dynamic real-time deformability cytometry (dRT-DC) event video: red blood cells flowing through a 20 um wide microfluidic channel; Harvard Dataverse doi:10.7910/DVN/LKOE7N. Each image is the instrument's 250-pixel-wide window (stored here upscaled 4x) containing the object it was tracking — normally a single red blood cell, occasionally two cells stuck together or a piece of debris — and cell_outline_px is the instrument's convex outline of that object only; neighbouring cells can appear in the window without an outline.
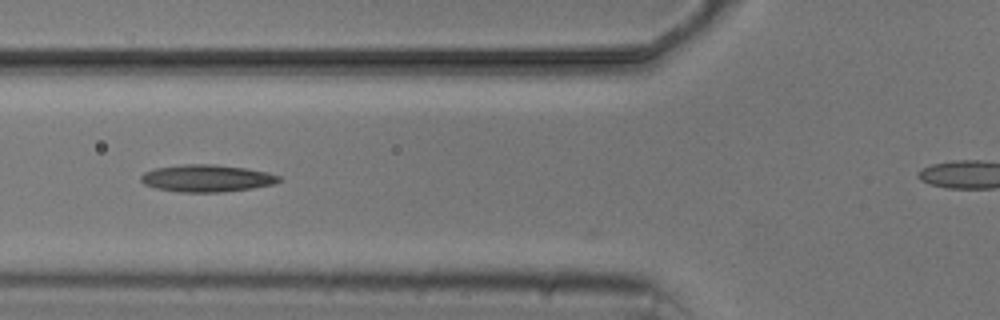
{"species": "common noctule bat (a hibernating species)", "species_latin": "Nyctalus noctula", "temperature_condition": "cold", "stored_images_in_passage": 8, "camera_frame_rate_fps": 3000, "um_per_image_px": 0.085, "animal": {"sex": "male", "body_mass_g": 20.5, "forearm_length_mm": 52.5}, "frame": {"image": 1, "passage_image": 5, "time_ms": 4.667, "image_size_px": [1000, 320], "cell_outline_px": [[280, 180], [276, 184], [252, 188], [224, 192], [180, 192], [156, 188], [144, 184], [140, 180], [140, 176], [144, 172], [156, 168], [184, 164], [216, 164], [244, 168], [268, 172], [280, 176]], "centroid_in_image_um": [17.58, 15.15], "position_along_channel_um": 108.2, "area_um2": 21.91}}
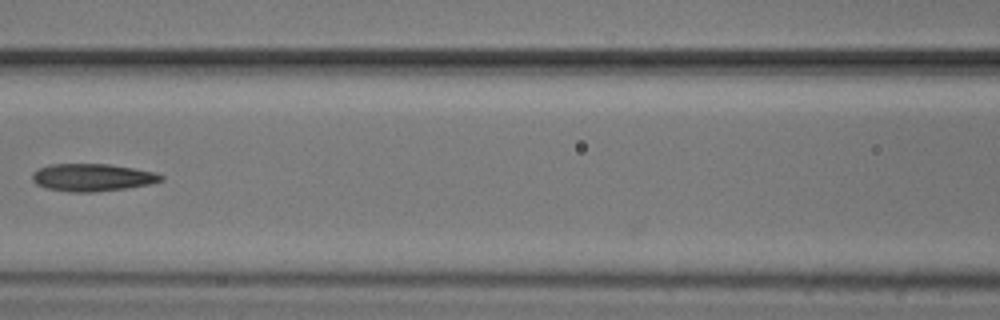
{"frame": {"image": 2, "passage_image": 6, "time_ms": 6.0, "image_size_px": [1000, 320], "cell_outline_px": [[164, 180], [152, 184], [128, 188], [92, 192], [72, 192], [48, 188], [36, 184], [32, 180], [32, 172], [40, 168], [52, 164], [108, 164], [156, 172], [164, 176]], "centroid_in_image_um": [7.89, 15.08], "position_along_channel_um": 158.7, "area_um2": 20.63}}
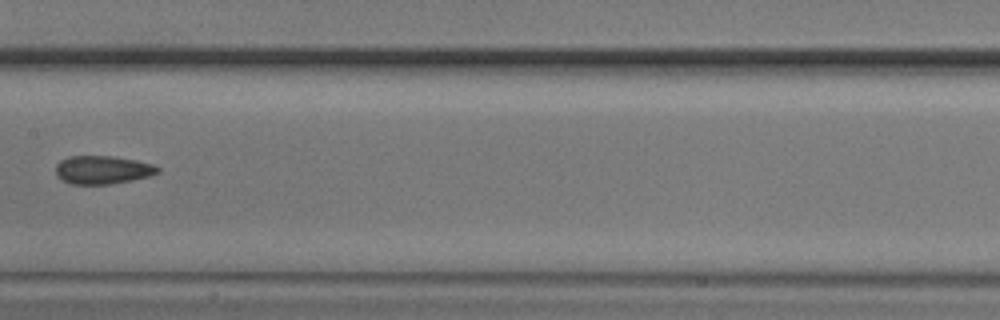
{"frame": {"image": 3, "passage_image": 8, "time_ms": 9.333, "image_size_px": [1000, 320], "cell_outline_px": [[160, 172], [148, 176], [132, 180], [108, 184], [72, 184], [56, 176], [56, 164], [60, 160], [68, 156], [112, 156], [136, 160], [152, 164], [160, 168]], "centroid_in_image_um": [8.71, 14.43], "position_along_channel_um": 198.7, "area_um2": 16.76}}